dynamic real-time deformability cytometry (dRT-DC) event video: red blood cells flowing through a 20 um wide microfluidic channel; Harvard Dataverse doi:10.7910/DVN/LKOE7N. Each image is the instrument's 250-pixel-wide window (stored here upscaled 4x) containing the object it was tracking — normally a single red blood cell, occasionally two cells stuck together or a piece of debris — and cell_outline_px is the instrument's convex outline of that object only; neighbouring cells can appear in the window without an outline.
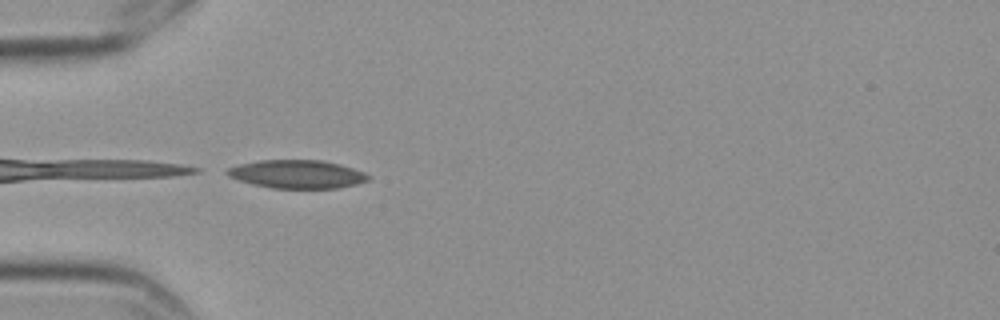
{"species": "Egyptian fruit bat (a non-hibernating species)", "species_latin": "Rousettus aegyptiacus", "temperature_condition": "cold", "stored_images_in_passage": 6, "camera_frame_rate_fps": 3000, "um_per_image_px": 0.085, "frame": {"image": 1, "passage_image": 4, "time_ms": 1.0, "image_size_px": [1000, 320], "cell_outline_px": [[372, 176], [368, 180], [356, 184], [336, 188], [272, 188], [252, 184], [228, 176], [224, 172], [228, 168], [236, 164], [260, 160], [324, 160], [340, 164], [364, 172]], "centroid_in_image_um": [25.24, 14.79], "position_along_channel_um": 59.8, "area_um2": 23.35}}
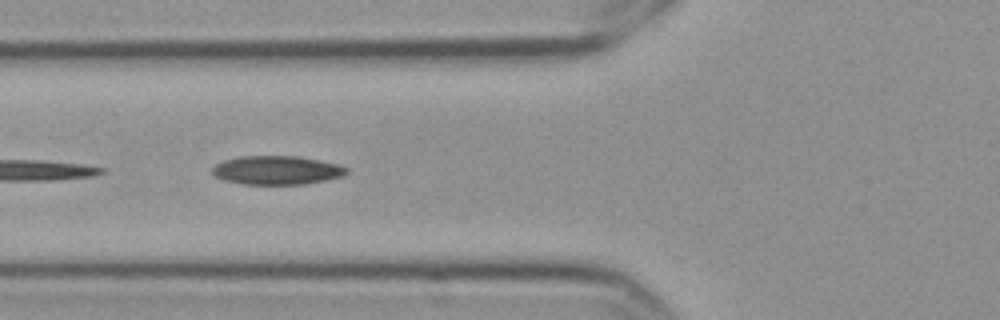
{"frame": {"image": 2, "passage_image": 5, "time_ms": 1.333, "image_size_px": [1000, 320], "cell_outline_px": [[348, 172], [344, 176], [304, 184], [240, 184], [224, 180], [216, 176], [212, 172], [212, 168], [216, 164], [224, 160], [240, 156], [296, 156], [320, 160], [340, 164], [348, 168]], "centroid_in_image_um": [23.55, 14.46], "position_along_channel_um": 102.3, "area_um2": 22.54}}
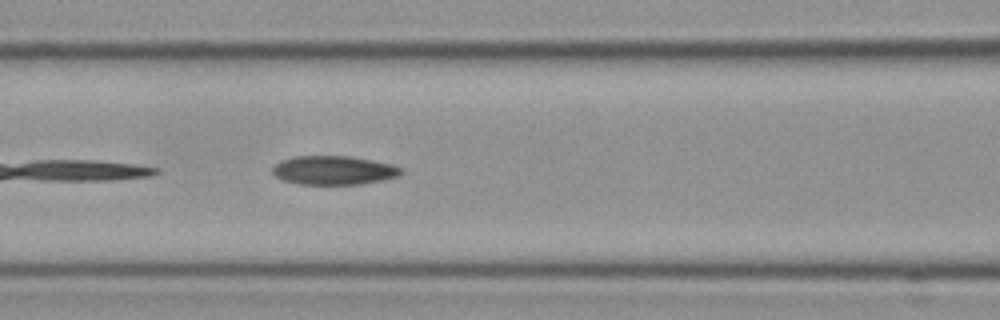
{"frame": {"image": 3, "passage_image": 6, "time_ms": 1.667, "image_size_px": [1000, 320], "cell_outline_px": [[404, 172], [400, 176], [384, 180], [360, 184], [300, 184], [284, 180], [276, 176], [272, 172], [272, 168], [280, 160], [292, 156], [352, 156], [392, 164], [404, 168]], "centroid_in_image_um": [28.42, 14.46], "position_along_channel_um": 138.2, "area_um2": 21.85}}